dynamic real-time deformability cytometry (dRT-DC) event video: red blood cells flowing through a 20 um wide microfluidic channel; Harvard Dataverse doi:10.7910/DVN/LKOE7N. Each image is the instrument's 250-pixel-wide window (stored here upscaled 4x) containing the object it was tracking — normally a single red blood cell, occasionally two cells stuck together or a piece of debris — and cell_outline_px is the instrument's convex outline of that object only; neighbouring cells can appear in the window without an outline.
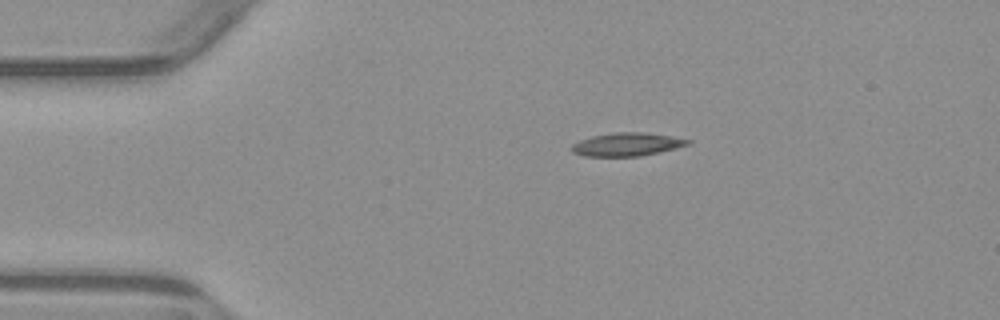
{"species": "common noctule bat (a hibernating species)", "species_latin": "Nyctalus noctula", "temperature_condition": "warm", "stored_images_in_passage": 2, "camera_frame_rate_fps": 3000, "um_per_image_px": 0.085, "animal": {"sex": "male", "body_mass_g": 23.1, "forearm_length_mm": 52.7}, "frame": {"image": 1, "passage_image": 1, "time_ms": 0.0, "image_size_px": [1000, 320], "cell_outline_px": [[692, 144], [660, 152], [640, 156], [584, 156], [572, 152], [572, 144], [580, 140], [592, 136], [616, 132], [644, 132], [672, 136], [692, 140]], "centroid_in_image_um": [53.33, 12.27], "position_along_channel_um": 31.7, "area_um2": 15.78}}